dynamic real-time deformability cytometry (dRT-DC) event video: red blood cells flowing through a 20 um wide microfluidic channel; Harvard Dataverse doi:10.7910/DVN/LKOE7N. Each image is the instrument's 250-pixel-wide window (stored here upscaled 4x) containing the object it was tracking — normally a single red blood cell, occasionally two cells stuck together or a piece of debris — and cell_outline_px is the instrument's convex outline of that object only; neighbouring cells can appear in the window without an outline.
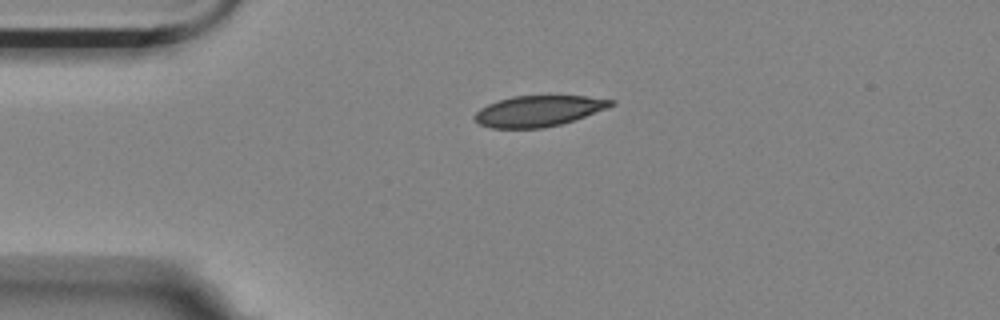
{"species": "Egyptian fruit bat (a non-hibernating species)", "species_latin": "Rousettus aegyptiacus", "temperature_condition": "room temperature", "stored_images_in_passage": 2, "camera_frame_rate_fps": 3000, "um_per_image_px": 0.085, "animal": {"sex": "female"}, "frame": {"image": 1, "passage_image": 1, "time_ms": 0.0, "image_size_px": [1000, 320], "cell_outline_px": [[616, 104], [608, 108], [560, 124], [544, 128], [492, 128], [480, 124], [472, 116], [480, 108], [496, 100], [512, 96], [588, 96], [616, 100]], "centroid_in_image_um": [45.77, 9.42], "position_along_channel_um": 39.2, "area_um2": 24.51}}